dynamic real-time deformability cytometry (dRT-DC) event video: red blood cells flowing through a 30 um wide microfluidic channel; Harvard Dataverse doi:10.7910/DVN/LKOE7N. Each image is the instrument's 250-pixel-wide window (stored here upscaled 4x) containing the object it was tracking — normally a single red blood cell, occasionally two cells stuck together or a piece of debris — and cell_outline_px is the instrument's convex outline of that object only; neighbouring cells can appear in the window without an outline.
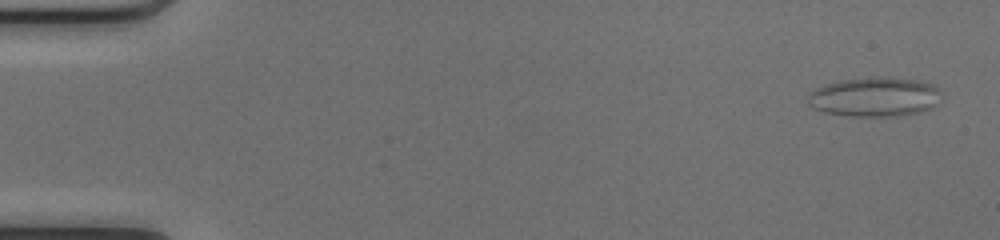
{"species": "common noctule bat (a hibernating species)", "species_latin": "Nyctalus noctula", "temperature_condition": "cold", "stored_images_in_passage": 51, "camera_frame_rate_fps": 3000, "um_per_image_px": 0.085, "animal": {"sex": "female", "body_mass_g": 17.0, "forearm_length_mm": 48.0}, "frame": {"image": 1, "passage_image": 2, "time_ms": 0.333, "image_size_px": [1000, 240], "cell_outline_px": [[940, 92], [936, 104], [932, 108], [920, 112], [892, 116], [852, 116], [824, 112], [808, 104], [808, 96], [816, 88], [840, 80], [880, 76], [916, 80], [940, 88]], "centroid_in_image_um": [74.35, 8.23], "position_along_channel_um": 10.7, "area_um2": 30.29}}
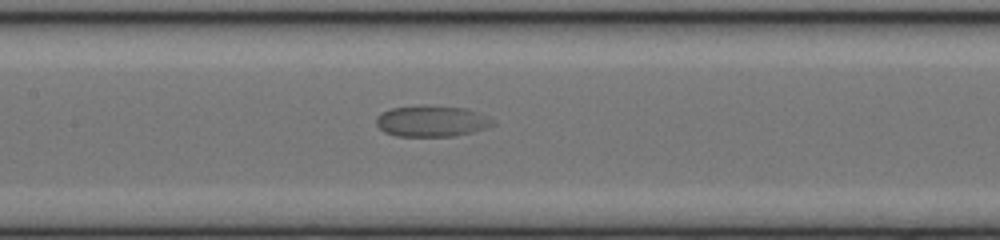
{"frame": {"image": 2, "passage_image": 25, "time_ms": 8.0, "image_size_px": [1000, 240], "cell_outline_px": [[496, 124], [472, 132], [452, 136], [396, 136], [384, 132], [376, 124], [376, 116], [392, 108], [468, 108], [484, 116]], "centroid_in_image_um": [36.66, 10.35], "position_along_channel_um": 170.7, "area_um2": 20.0}}
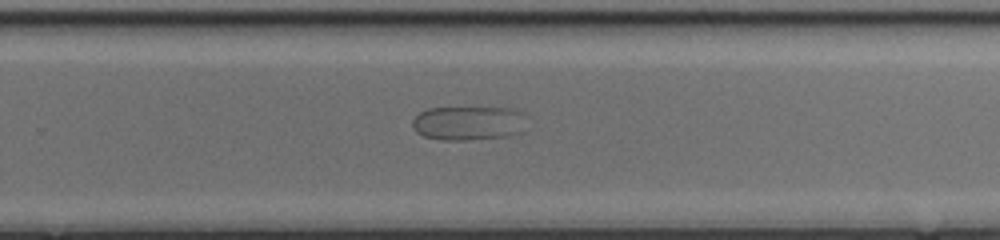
{"frame": {"image": 3, "passage_image": 34, "time_ms": 11.0, "image_size_px": [1000, 240], "cell_outline_px": [[520, 132], [508, 136], [468, 140], [440, 140], [424, 136], [416, 132], [412, 128], [412, 120], [420, 112], [428, 108], [512, 108], [520, 112]], "centroid_in_image_um": [39.69, 10.47], "position_along_channel_um": 290.1, "area_um2": 22.31}}